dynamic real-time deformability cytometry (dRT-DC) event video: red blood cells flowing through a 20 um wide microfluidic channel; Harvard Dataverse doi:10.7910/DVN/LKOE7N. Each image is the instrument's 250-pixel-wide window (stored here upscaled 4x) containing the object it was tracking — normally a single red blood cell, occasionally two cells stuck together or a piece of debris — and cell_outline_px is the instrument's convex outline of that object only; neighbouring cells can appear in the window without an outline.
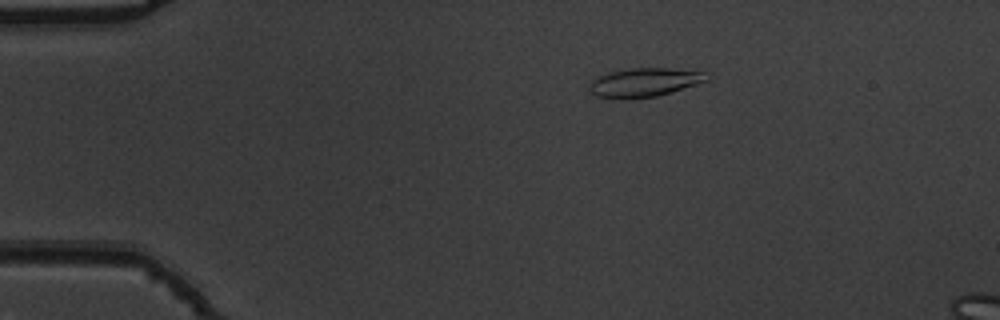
{"species": "common noctule bat (a hibernating species)", "species_latin": "Nyctalus noctula", "temperature_condition": "warm", "stored_images_in_passage": 18, "camera_frame_rate_fps": 3000, "um_per_image_px": 0.085, "animal": {"sex": "male", "body_mass_g": 19.5, "forearm_length_mm": 54.6}, "frame": {"image": 1, "passage_image": 11, "time_ms": 3.333, "image_size_px": [1000, 320], "cell_outline_px": [[708, 80], [672, 92], [656, 96], [596, 96], [588, 88], [592, 80], [608, 72], [632, 68], [668, 68], [704, 72]], "centroid_in_image_um": [54.8, 6.96], "position_along_channel_um": 30.2, "area_um2": 18.73}}